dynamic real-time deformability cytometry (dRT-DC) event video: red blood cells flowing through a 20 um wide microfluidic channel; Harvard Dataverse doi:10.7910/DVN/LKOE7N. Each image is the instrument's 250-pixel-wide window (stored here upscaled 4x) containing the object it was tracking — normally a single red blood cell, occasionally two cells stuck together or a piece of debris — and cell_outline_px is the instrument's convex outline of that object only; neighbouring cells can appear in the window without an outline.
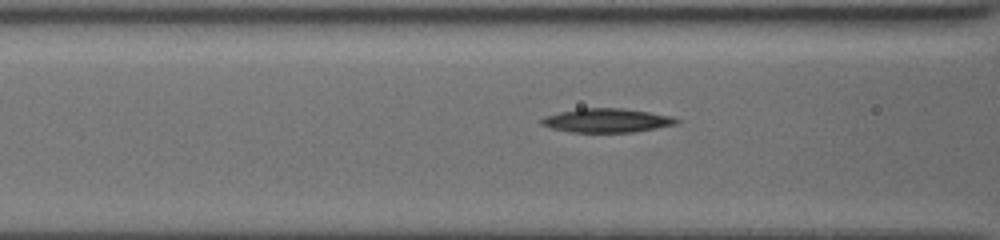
{"species": "common noctule bat (a hibernating species)", "species_latin": "Nyctalus noctula", "temperature_condition": "cold", "stored_images_in_passage": 6, "camera_frame_rate_fps": 3000, "um_per_image_px": 0.085, "animal": {"sex": "female", "body_mass_g": 19.5, "forearm_length_mm": 54.1}, "frame": {"image": 1, "passage_image": 4, "time_ms": 1.0, "image_size_px": [1000, 240], "cell_outline_px": [[680, 120], [676, 124], [656, 128], [632, 132], [572, 132], [552, 128], [540, 124], [540, 120], [544, 116], [560, 112], [580, 108], [624, 108], [672, 116]], "centroid_in_image_um": [51.56, 10.23], "position_along_channel_um": 115.0, "area_um2": 18.73}}